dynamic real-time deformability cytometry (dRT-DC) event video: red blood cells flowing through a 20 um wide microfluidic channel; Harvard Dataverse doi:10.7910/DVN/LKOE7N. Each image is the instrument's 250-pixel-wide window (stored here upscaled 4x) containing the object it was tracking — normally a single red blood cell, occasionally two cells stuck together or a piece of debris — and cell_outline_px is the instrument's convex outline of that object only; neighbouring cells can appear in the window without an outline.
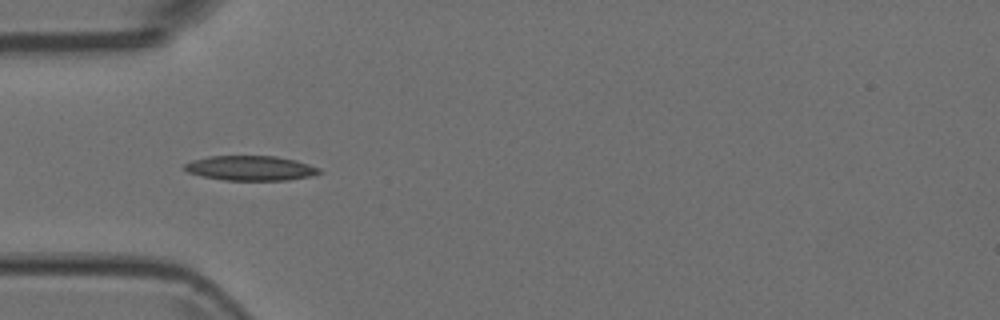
{"species": "Egyptian fruit bat (a non-hibernating species)", "species_latin": "Rousettus aegyptiacus", "temperature_condition": "room temperature", "stored_images_in_passage": 9, "camera_frame_rate_fps": 3000, "um_per_image_px": 0.085, "animal": {"sex": "female"}, "frame": {"image": 1, "passage_image": 5, "time_ms": 1.333, "image_size_px": [1000, 320], "cell_outline_px": [[324, 172], [308, 176], [288, 180], [224, 180], [204, 176], [188, 172], [184, 168], [184, 164], [192, 160], [208, 156], [276, 156], [296, 160], [320, 168]], "centroid_in_image_um": [21.31, 14.28], "position_along_channel_um": 63.7, "area_um2": 19.36}}
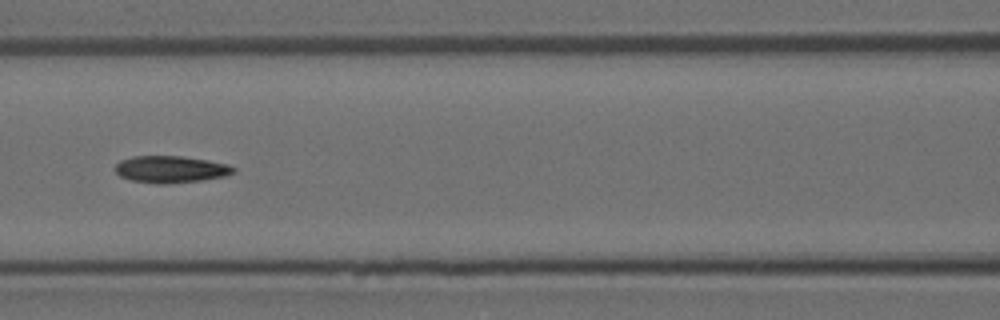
{"frame": {"image": 2, "passage_image": 7, "time_ms": 2.0, "image_size_px": [1000, 320], "cell_outline_px": [[236, 172], [224, 176], [200, 180], [168, 184], [156, 184], [132, 180], [120, 176], [116, 172], [116, 164], [120, 160], [132, 156], [184, 156], [208, 160], [228, 164], [236, 168]], "centroid_in_image_um": [14.52, 14.38], "position_along_channel_um": 152.1, "area_um2": 18.61}}
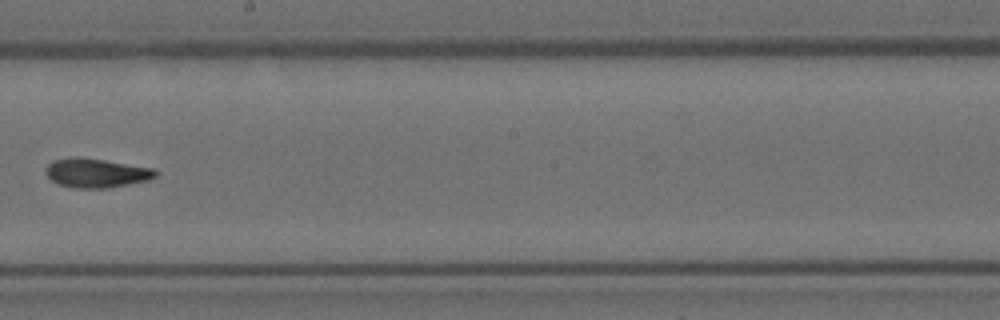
{"frame": {"image": 3, "passage_image": 9, "time_ms": 2.667, "image_size_px": [1000, 320], "cell_outline_px": [[156, 176], [148, 180], [108, 188], [72, 188], [60, 184], [52, 180], [44, 172], [48, 164], [52, 160], [76, 156], [104, 160], [152, 168], [156, 172]], "centroid_in_image_um": [8.14, 14.7], "position_along_channel_um": 240.1, "area_um2": 18.5}}